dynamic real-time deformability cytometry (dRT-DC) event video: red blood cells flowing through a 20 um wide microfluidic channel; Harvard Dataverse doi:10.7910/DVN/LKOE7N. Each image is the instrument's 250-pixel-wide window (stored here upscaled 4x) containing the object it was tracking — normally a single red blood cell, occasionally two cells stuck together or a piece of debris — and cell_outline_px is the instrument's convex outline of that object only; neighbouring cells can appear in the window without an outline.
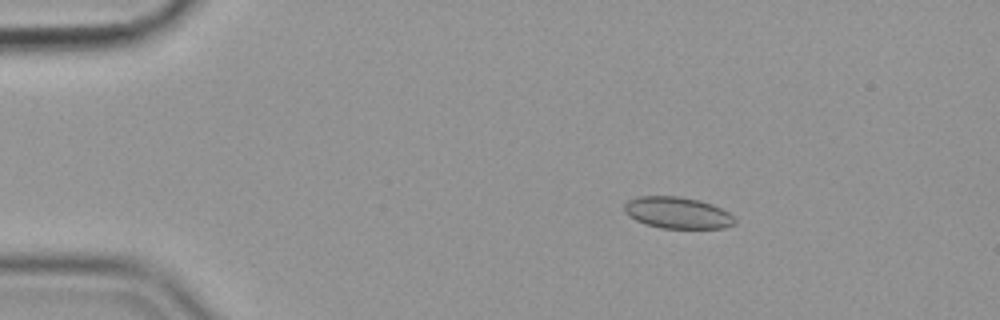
{"species": "common noctule bat (a hibernating species)", "species_latin": "Nyctalus noctula", "temperature_condition": "cold", "stored_images_in_passage": 57, "camera_frame_rate_fps": 3000, "um_per_image_px": 0.085, "animal": {"sex": "female", "body_mass_g": 19.9}, "frame": {"image": 1, "passage_image": 10, "time_ms": 3.0, "image_size_px": [1000, 320], "cell_outline_px": [[736, 224], [724, 228], [660, 228], [644, 224], [628, 216], [624, 212], [624, 204], [628, 200], [636, 196], [680, 196], [700, 200], [712, 204], [728, 212], [736, 220]], "centroid_in_image_um": [57.56, 18.08], "position_along_channel_um": 27.4, "area_um2": 20.52}}
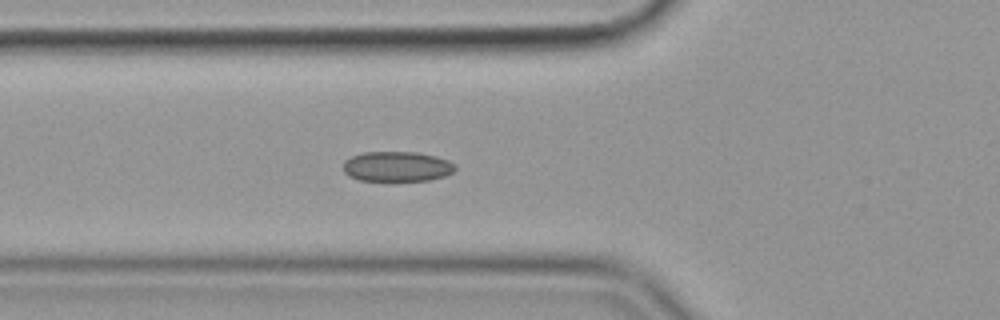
{"frame": {"image": 2, "passage_image": 21, "time_ms": 6.667, "image_size_px": [1000, 320], "cell_outline_px": [[456, 168], [452, 172], [444, 176], [428, 180], [360, 180], [348, 176], [344, 172], [344, 160], [352, 156], [364, 152], [416, 152], [436, 156], [448, 160]], "centroid_in_image_um": [33.72, 14.14], "position_along_channel_um": 92.1, "area_um2": 19.42}}
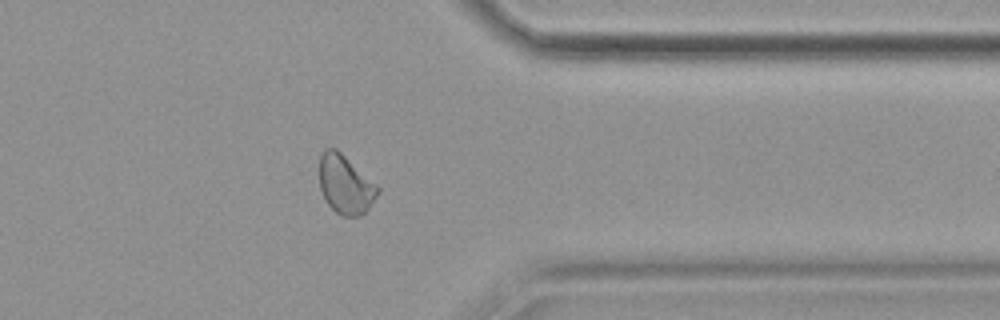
{"frame": {"image": 3, "passage_image": 46, "time_ms": 15.0, "image_size_px": [1000, 320], "cell_outline_px": [[380, 192], [368, 208], [360, 216], [340, 216], [328, 204], [320, 188], [320, 156], [324, 148], [336, 148], [376, 184], [380, 188]], "centroid_in_image_um": [29.36, 15.68], "position_along_channel_um": 382.0, "area_um2": 19.77}, "authors_computed_cell_mechanics": {"area_um2": 19.9988, "velocity_mm_per_s": 3.5695, "shape_relaxation_time_tau1_ms": null, "shape_relaxation_time_tau2_ms": 3.554, "deformation_change_tau1": null, "deformation_change_tau2": 0.0689}}